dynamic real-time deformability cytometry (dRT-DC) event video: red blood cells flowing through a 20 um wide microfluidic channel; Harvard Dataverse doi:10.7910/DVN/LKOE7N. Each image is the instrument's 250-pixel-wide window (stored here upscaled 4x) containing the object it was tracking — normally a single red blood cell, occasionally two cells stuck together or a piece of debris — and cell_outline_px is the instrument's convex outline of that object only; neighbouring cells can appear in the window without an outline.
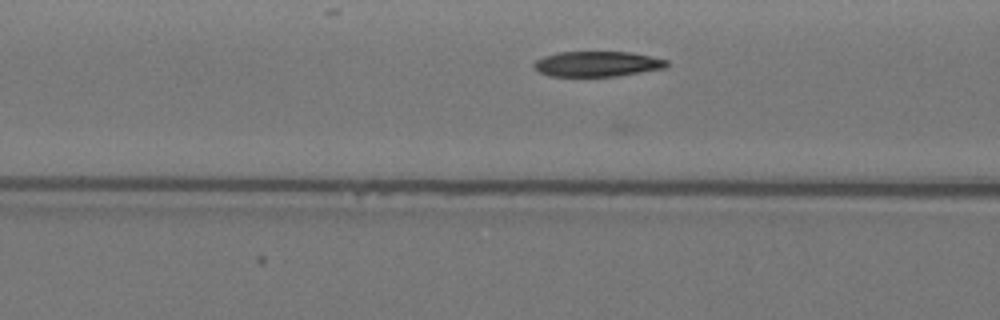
{"species": "Egyptian fruit bat (a non-hibernating species)", "species_latin": "Rousettus aegyptiacus", "temperature_condition": "warm", "stored_images_in_passage": 27, "camera_frame_rate_fps": 3000, "um_per_image_px": 0.085, "animal": {"sex": "female"}, "frame": {"image": 1, "passage_image": 11, "time_ms": 3.333, "image_size_px": [1000, 320], "cell_outline_px": [[668, 64], [664, 68], [616, 76], [552, 76], [540, 72], [532, 68], [532, 64], [536, 60], [544, 56], [556, 52], [632, 52], [652, 56], [668, 60]], "centroid_in_image_um": [50.74, 5.42], "position_along_channel_um": 115.9, "area_um2": 19.59}}
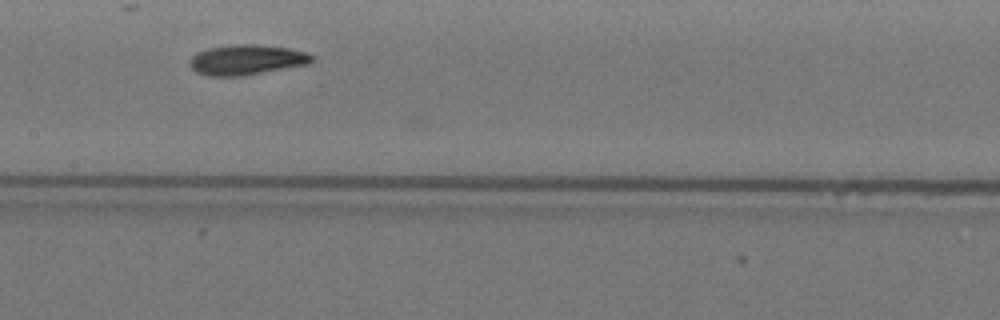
{"frame": {"image": 2, "passage_image": 17, "time_ms": 5.333, "image_size_px": [1000, 320], "cell_outline_px": [[316, 60], [312, 64], [244, 76], [208, 76], [196, 72], [188, 64], [188, 60], [196, 52], [208, 48], [232, 44], [256, 44], [288, 48], [304, 52], [312, 56]], "centroid_in_image_um": [20.96, 5.09], "position_along_channel_um": 186.4, "area_um2": 21.91}}
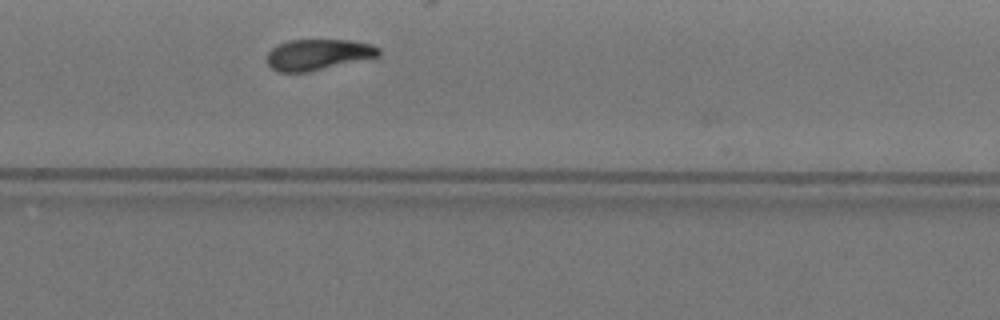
{"frame": {"image": 3, "passage_image": 27, "time_ms": 8.667, "image_size_px": [1000, 320], "cell_outline_px": [[380, 56], [312, 72], [276, 72], [268, 64], [268, 52], [272, 48], [288, 40], [352, 40], [368, 44], [380, 48]], "centroid_in_image_um": [27.05, 4.65], "position_along_channel_um": 302.8, "area_um2": 20.23}}